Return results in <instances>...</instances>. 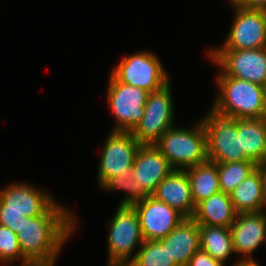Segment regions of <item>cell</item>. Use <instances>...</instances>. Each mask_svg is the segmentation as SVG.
<instances>
[{
    "instance_id": "obj_27",
    "label": "cell",
    "mask_w": 266,
    "mask_h": 266,
    "mask_svg": "<svg viewBox=\"0 0 266 266\" xmlns=\"http://www.w3.org/2000/svg\"><path fill=\"white\" fill-rule=\"evenodd\" d=\"M26 216L22 212L0 211V225L10 228L14 233L20 229Z\"/></svg>"
},
{
    "instance_id": "obj_30",
    "label": "cell",
    "mask_w": 266,
    "mask_h": 266,
    "mask_svg": "<svg viewBox=\"0 0 266 266\" xmlns=\"http://www.w3.org/2000/svg\"><path fill=\"white\" fill-rule=\"evenodd\" d=\"M261 212L266 214V166H263V188Z\"/></svg>"
},
{
    "instance_id": "obj_21",
    "label": "cell",
    "mask_w": 266,
    "mask_h": 266,
    "mask_svg": "<svg viewBox=\"0 0 266 266\" xmlns=\"http://www.w3.org/2000/svg\"><path fill=\"white\" fill-rule=\"evenodd\" d=\"M191 195L195 206L213 194L220 192L217 164L206 160L196 166L186 169Z\"/></svg>"
},
{
    "instance_id": "obj_25",
    "label": "cell",
    "mask_w": 266,
    "mask_h": 266,
    "mask_svg": "<svg viewBox=\"0 0 266 266\" xmlns=\"http://www.w3.org/2000/svg\"><path fill=\"white\" fill-rule=\"evenodd\" d=\"M104 192H115L123 190L124 198L119 203V206H132L138 202V186L135 184V178L132 174V168L127 170V173L117 175L109 179L102 187Z\"/></svg>"
},
{
    "instance_id": "obj_8",
    "label": "cell",
    "mask_w": 266,
    "mask_h": 266,
    "mask_svg": "<svg viewBox=\"0 0 266 266\" xmlns=\"http://www.w3.org/2000/svg\"><path fill=\"white\" fill-rule=\"evenodd\" d=\"M106 93L107 107L115 121L111 131L131 132L144 115L149 92L118 82L110 74Z\"/></svg>"
},
{
    "instance_id": "obj_24",
    "label": "cell",
    "mask_w": 266,
    "mask_h": 266,
    "mask_svg": "<svg viewBox=\"0 0 266 266\" xmlns=\"http://www.w3.org/2000/svg\"><path fill=\"white\" fill-rule=\"evenodd\" d=\"M128 266H178L170 257L167 246L158 240H144L135 259Z\"/></svg>"
},
{
    "instance_id": "obj_6",
    "label": "cell",
    "mask_w": 266,
    "mask_h": 266,
    "mask_svg": "<svg viewBox=\"0 0 266 266\" xmlns=\"http://www.w3.org/2000/svg\"><path fill=\"white\" fill-rule=\"evenodd\" d=\"M111 75L118 82L149 93L160 90L171 81L159 57L148 50L122 58L119 64L112 68Z\"/></svg>"
},
{
    "instance_id": "obj_5",
    "label": "cell",
    "mask_w": 266,
    "mask_h": 266,
    "mask_svg": "<svg viewBox=\"0 0 266 266\" xmlns=\"http://www.w3.org/2000/svg\"><path fill=\"white\" fill-rule=\"evenodd\" d=\"M113 216L108 221L106 263L107 266H128L135 259L137 246L140 248L144 242L139 217L132 206H118Z\"/></svg>"
},
{
    "instance_id": "obj_7",
    "label": "cell",
    "mask_w": 266,
    "mask_h": 266,
    "mask_svg": "<svg viewBox=\"0 0 266 266\" xmlns=\"http://www.w3.org/2000/svg\"><path fill=\"white\" fill-rule=\"evenodd\" d=\"M172 81L158 91L149 93L144 105V115L131 131L142 145L155 144L174 124Z\"/></svg>"
},
{
    "instance_id": "obj_16",
    "label": "cell",
    "mask_w": 266,
    "mask_h": 266,
    "mask_svg": "<svg viewBox=\"0 0 266 266\" xmlns=\"http://www.w3.org/2000/svg\"><path fill=\"white\" fill-rule=\"evenodd\" d=\"M151 196L176 209L185 218H192L194 214L196 206L186 170H173L158 184Z\"/></svg>"
},
{
    "instance_id": "obj_11",
    "label": "cell",
    "mask_w": 266,
    "mask_h": 266,
    "mask_svg": "<svg viewBox=\"0 0 266 266\" xmlns=\"http://www.w3.org/2000/svg\"><path fill=\"white\" fill-rule=\"evenodd\" d=\"M140 144L131 132L111 131L102 147L97 182L102 187L109 179L131 169Z\"/></svg>"
},
{
    "instance_id": "obj_22",
    "label": "cell",
    "mask_w": 266,
    "mask_h": 266,
    "mask_svg": "<svg viewBox=\"0 0 266 266\" xmlns=\"http://www.w3.org/2000/svg\"><path fill=\"white\" fill-rule=\"evenodd\" d=\"M200 249L225 265L235 254L230 228L199 225Z\"/></svg>"
},
{
    "instance_id": "obj_23",
    "label": "cell",
    "mask_w": 266,
    "mask_h": 266,
    "mask_svg": "<svg viewBox=\"0 0 266 266\" xmlns=\"http://www.w3.org/2000/svg\"><path fill=\"white\" fill-rule=\"evenodd\" d=\"M220 190L231 194L233 190L259 166L252 161L216 163Z\"/></svg>"
},
{
    "instance_id": "obj_2",
    "label": "cell",
    "mask_w": 266,
    "mask_h": 266,
    "mask_svg": "<svg viewBox=\"0 0 266 266\" xmlns=\"http://www.w3.org/2000/svg\"><path fill=\"white\" fill-rule=\"evenodd\" d=\"M218 73L215 77L218 94L213 100V106L236 119L266 117L264 86L226 76L221 70Z\"/></svg>"
},
{
    "instance_id": "obj_17",
    "label": "cell",
    "mask_w": 266,
    "mask_h": 266,
    "mask_svg": "<svg viewBox=\"0 0 266 266\" xmlns=\"http://www.w3.org/2000/svg\"><path fill=\"white\" fill-rule=\"evenodd\" d=\"M158 241L167 246L170 257L178 266H187L191 257L200 249L199 224L193 218H185L167 236Z\"/></svg>"
},
{
    "instance_id": "obj_20",
    "label": "cell",
    "mask_w": 266,
    "mask_h": 266,
    "mask_svg": "<svg viewBox=\"0 0 266 266\" xmlns=\"http://www.w3.org/2000/svg\"><path fill=\"white\" fill-rule=\"evenodd\" d=\"M263 166H259L230 194L237 214L261 212Z\"/></svg>"
},
{
    "instance_id": "obj_14",
    "label": "cell",
    "mask_w": 266,
    "mask_h": 266,
    "mask_svg": "<svg viewBox=\"0 0 266 266\" xmlns=\"http://www.w3.org/2000/svg\"><path fill=\"white\" fill-rule=\"evenodd\" d=\"M139 217L144 240H160L175 229L185 217L153 196L132 205Z\"/></svg>"
},
{
    "instance_id": "obj_29",
    "label": "cell",
    "mask_w": 266,
    "mask_h": 266,
    "mask_svg": "<svg viewBox=\"0 0 266 266\" xmlns=\"http://www.w3.org/2000/svg\"><path fill=\"white\" fill-rule=\"evenodd\" d=\"M238 5L247 9L266 10V0H241Z\"/></svg>"
},
{
    "instance_id": "obj_1",
    "label": "cell",
    "mask_w": 266,
    "mask_h": 266,
    "mask_svg": "<svg viewBox=\"0 0 266 266\" xmlns=\"http://www.w3.org/2000/svg\"><path fill=\"white\" fill-rule=\"evenodd\" d=\"M71 210L59 202L46 216L26 217L16 235L28 262L58 259L77 229V217Z\"/></svg>"
},
{
    "instance_id": "obj_28",
    "label": "cell",
    "mask_w": 266,
    "mask_h": 266,
    "mask_svg": "<svg viewBox=\"0 0 266 266\" xmlns=\"http://www.w3.org/2000/svg\"><path fill=\"white\" fill-rule=\"evenodd\" d=\"M187 266H225L219 260L212 258L208 253L199 249L191 257Z\"/></svg>"
},
{
    "instance_id": "obj_4",
    "label": "cell",
    "mask_w": 266,
    "mask_h": 266,
    "mask_svg": "<svg viewBox=\"0 0 266 266\" xmlns=\"http://www.w3.org/2000/svg\"><path fill=\"white\" fill-rule=\"evenodd\" d=\"M201 119L207 135L208 160L215 163L250 161L242 149L238 119L211 106Z\"/></svg>"
},
{
    "instance_id": "obj_3",
    "label": "cell",
    "mask_w": 266,
    "mask_h": 266,
    "mask_svg": "<svg viewBox=\"0 0 266 266\" xmlns=\"http://www.w3.org/2000/svg\"><path fill=\"white\" fill-rule=\"evenodd\" d=\"M155 146L174 170H186L208 160L207 135L201 120L189 129L171 127Z\"/></svg>"
},
{
    "instance_id": "obj_19",
    "label": "cell",
    "mask_w": 266,
    "mask_h": 266,
    "mask_svg": "<svg viewBox=\"0 0 266 266\" xmlns=\"http://www.w3.org/2000/svg\"><path fill=\"white\" fill-rule=\"evenodd\" d=\"M238 133L246 157L258 166H266V117L238 119Z\"/></svg>"
},
{
    "instance_id": "obj_34",
    "label": "cell",
    "mask_w": 266,
    "mask_h": 266,
    "mask_svg": "<svg viewBox=\"0 0 266 266\" xmlns=\"http://www.w3.org/2000/svg\"><path fill=\"white\" fill-rule=\"evenodd\" d=\"M264 87H265V100H266V84H265V86H264Z\"/></svg>"
},
{
    "instance_id": "obj_15",
    "label": "cell",
    "mask_w": 266,
    "mask_h": 266,
    "mask_svg": "<svg viewBox=\"0 0 266 266\" xmlns=\"http://www.w3.org/2000/svg\"><path fill=\"white\" fill-rule=\"evenodd\" d=\"M232 243L235 254L240 255L235 266L241 261H255L253 253L266 244V214L241 213L230 225Z\"/></svg>"
},
{
    "instance_id": "obj_10",
    "label": "cell",
    "mask_w": 266,
    "mask_h": 266,
    "mask_svg": "<svg viewBox=\"0 0 266 266\" xmlns=\"http://www.w3.org/2000/svg\"><path fill=\"white\" fill-rule=\"evenodd\" d=\"M211 63H214L226 76L236 77L265 86L266 47L243 50H210Z\"/></svg>"
},
{
    "instance_id": "obj_31",
    "label": "cell",
    "mask_w": 266,
    "mask_h": 266,
    "mask_svg": "<svg viewBox=\"0 0 266 266\" xmlns=\"http://www.w3.org/2000/svg\"><path fill=\"white\" fill-rule=\"evenodd\" d=\"M56 259L50 261L26 262L21 266H55Z\"/></svg>"
},
{
    "instance_id": "obj_33",
    "label": "cell",
    "mask_w": 266,
    "mask_h": 266,
    "mask_svg": "<svg viewBox=\"0 0 266 266\" xmlns=\"http://www.w3.org/2000/svg\"><path fill=\"white\" fill-rule=\"evenodd\" d=\"M231 5L238 4L241 0H229Z\"/></svg>"
},
{
    "instance_id": "obj_18",
    "label": "cell",
    "mask_w": 266,
    "mask_h": 266,
    "mask_svg": "<svg viewBox=\"0 0 266 266\" xmlns=\"http://www.w3.org/2000/svg\"><path fill=\"white\" fill-rule=\"evenodd\" d=\"M236 216L230 195L220 191L198 203L192 218L199 225L230 228Z\"/></svg>"
},
{
    "instance_id": "obj_26",
    "label": "cell",
    "mask_w": 266,
    "mask_h": 266,
    "mask_svg": "<svg viewBox=\"0 0 266 266\" xmlns=\"http://www.w3.org/2000/svg\"><path fill=\"white\" fill-rule=\"evenodd\" d=\"M17 260L21 261L20 266L28 262L22 255L16 233L0 225V263L2 266H14Z\"/></svg>"
},
{
    "instance_id": "obj_9",
    "label": "cell",
    "mask_w": 266,
    "mask_h": 266,
    "mask_svg": "<svg viewBox=\"0 0 266 266\" xmlns=\"http://www.w3.org/2000/svg\"><path fill=\"white\" fill-rule=\"evenodd\" d=\"M235 11L230 31L220 47L210 50H243L266 47V10L231 5Z\"/></svg>"
},
{
    "instance_id": "obj_32",
    "label": "cell",
    "mask_w": 266,
    "mask_h": 266,
    "mask_svg": "<svg viewBox=\"0 0 266 266\" xmlns=\"http://www.w3.org/2000/svg\"><path fill=\"white\" fill-rule=\"evenodd\" d=\"M235 266H261L256 260L255 261H241Z\"/></svg>"
},
{
    "instance_id": "obj_12",
    "label": "cell",
    "mask_w": 266,
    "mask_h": 266,
    "mask_svg": "<svg viewBox=\"0 0 266 266\" xmlns=\"http://www.w3.org/2000/svg\"><path fill=\"white\" fill-rule=\"evenodd\" d=\"M46 190L16 182L0 190V211L22 212L26 217L46 216L59 202Z\"/></svg>"
},
{
    "instance_id": "obj_13",
    "label": "cell",
    "mask_w": 266,
    "mask_h": 266,
    "mask_svg": "<svg viewBox=\"0 0 266 266\" xmlns=\"http://www.w3.org/2000/svg\"><path fill=\"white\" fill-rule=\"evenodd\" d=\"M173 170L155 144L141 145L132 166V174L138 186V202L151 196L158 184Z\"/></svg>"
}]
</instances>
